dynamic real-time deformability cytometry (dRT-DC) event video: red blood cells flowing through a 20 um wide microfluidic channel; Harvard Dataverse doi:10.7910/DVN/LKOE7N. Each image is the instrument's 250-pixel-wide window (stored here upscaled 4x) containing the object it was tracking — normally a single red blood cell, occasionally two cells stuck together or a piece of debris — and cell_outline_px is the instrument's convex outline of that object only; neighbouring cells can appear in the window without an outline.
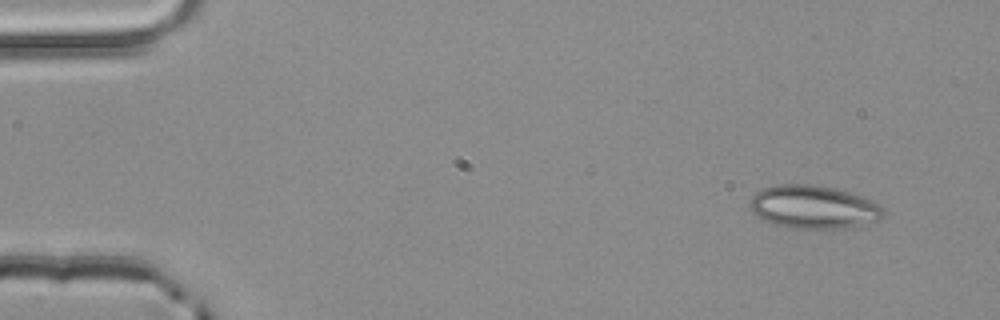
{"species": "common noctule bat (a hibernating species)", "species_latin": "Nyctalus noctula", "temperature_condition": "room temperature", "stored_images_in_passage": 3, "camera_frame_rate_fps": 3000, "um_per_image_px": 0.085, "animal": {"sex": "male", "body_mass_g": 20.4}, "frame": {"image": 1, "passage_image": 1, "time_ms": 0.0, "image_size_px": [1000, 320], "cell_outline_px": [[884, 216], [876, 220], [844, 228], [788, 228], [772, 224], [764, 220], [752, 212], [748, 204], [752, 196], [756, 192], [764, 188], [780, 184], [808, 184], [832, 188], [848, 192], [872, 200], [880, 204], [884, 208]], "centroid_in_image_um": [69.11, 17.6], "position_along_channel_um": 15.9, "area_um2": 33.41}}